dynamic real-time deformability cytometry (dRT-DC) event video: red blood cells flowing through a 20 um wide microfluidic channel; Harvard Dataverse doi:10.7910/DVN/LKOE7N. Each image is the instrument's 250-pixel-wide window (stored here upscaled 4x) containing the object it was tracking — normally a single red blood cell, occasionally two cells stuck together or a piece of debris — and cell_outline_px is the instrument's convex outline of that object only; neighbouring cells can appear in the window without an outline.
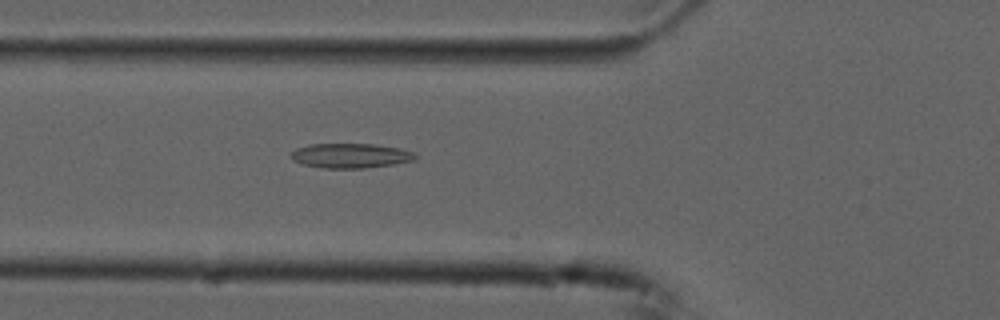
{"species": "common noctule bat (a hibernating species)", "species_latin": "Nyctalus noctula", "temperature_condition": "cold", "stored_images_in_passage": 13, "camera_frame_rate_fps": 3000, "um_per_image_px": 0.085, "animal": {"sex": "male", "forearm_length_mm": 52.5}, "frame": {"image": 1, "passage_image": 11, "time_ms": 3.333, "image_size_px": [1000, 320], "cell_outline_px": [[416, 160], [392, 164], [364, 168], [324, 168], [304, 164], [292, 160], [288, 156], [296, 148], [312, 144], [376, 144], [400, 148], [412, 152], [416, 156]], "centroid_in_image_um": [29.78, 13.23], "position_along_channel_um": 96.0, "area_um2": 17.8}}